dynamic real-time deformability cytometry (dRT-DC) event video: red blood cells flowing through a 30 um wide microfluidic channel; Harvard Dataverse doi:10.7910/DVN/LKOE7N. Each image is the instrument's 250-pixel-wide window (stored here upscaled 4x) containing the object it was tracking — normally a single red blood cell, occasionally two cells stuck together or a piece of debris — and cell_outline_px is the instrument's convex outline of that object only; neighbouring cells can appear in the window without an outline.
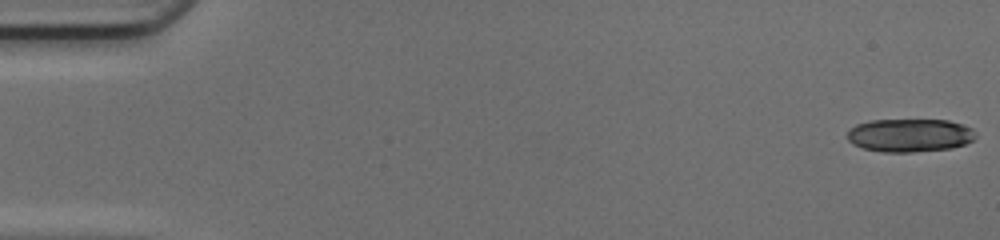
{"species": "common noctule bat (a hibernating species)", "species_latin": "Nyctalus noctula", "temperature_condition": "cold", "stored_images_in_passage": 19, "camera_frame_rate_fps": 3000, "um_per_image_px": 0.085, "animal": {"sex": "female", "body_mass_g": 17.0, "forearm_length_mm": 48.0}, "frame": {"image": 1, "passage_image": 1, "time_ms": 0.0, "image_size_px": [1000, 240], "cell_outline_px": [[976, 136], [972, 140], [964, 144], [952, 148], [912, 152], [884, 152], [864, 148], [852, 144], [848, 140], [848, 132], [856, 124], [872, 120], [948, 120], [972, 128]], "centroid_in_image_um": [77.32, 11.5], "position_along_channel_um": 7.7, "area_um2": 24.68}}
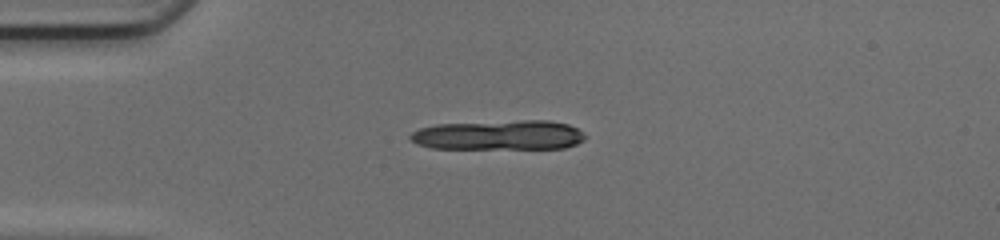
{"frame": {"image": 2, "passage_image": 13, "time_ms": 4.0, "image_size_px": [1000, 240], "cell_outline_px": [[584, 140], [576, 144], [564, 148], [432, 148], [416, 144], [408, 136], [412, 132], [420, 128], [436, 124], [520, 120], [548, 120], [568, 124], [584, 132]], "centroid_in_image_um": [42.41, 11.47], "position_along_channel_um": 42.6, "area_um2": 30.29}}